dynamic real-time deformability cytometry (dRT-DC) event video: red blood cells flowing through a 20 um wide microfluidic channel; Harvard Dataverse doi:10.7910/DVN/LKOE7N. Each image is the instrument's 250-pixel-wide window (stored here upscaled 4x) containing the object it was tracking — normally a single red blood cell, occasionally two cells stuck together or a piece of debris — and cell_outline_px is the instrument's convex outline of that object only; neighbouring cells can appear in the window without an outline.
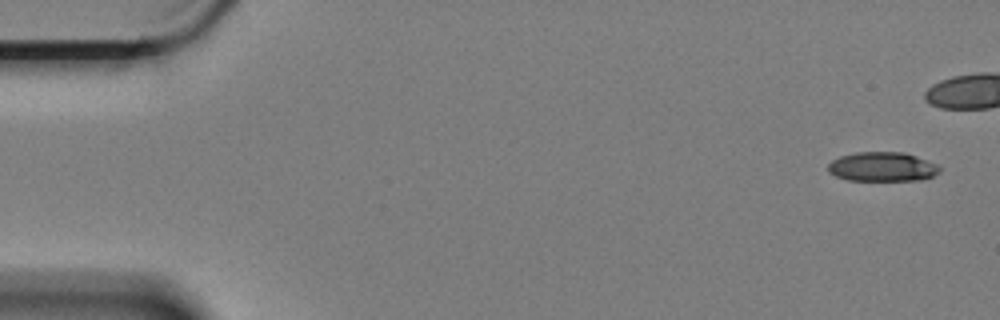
{"species": "Egyptian fruit bat (a non-hibernating species)", "species_latin": "Rousettus aegyptiacus", "temperature_condition": "cold", "stored_images_in_passage": 6, "camera_frame_rate_fps": 3000, "um_per_image_px": 0.085, "animal": {"sex": "female"}, "frame": {"image": 1, "passage_image": 1, "time_ms": 0.0, "image_size_px": [1000, 320], "cell_outline_px": [[940, 172], [932, 176], [920, 180], [848, 180], [836, 176], [828, 172], [828, 164], [832, 160], [840, 156], [856, 152], [904, 152], [916, 156], [936, 164], [940, 168]], "centroid_in_image_um": [74.98, 14.17], "position_along_channel_um": 10.0, "area_um2": 19.02}}
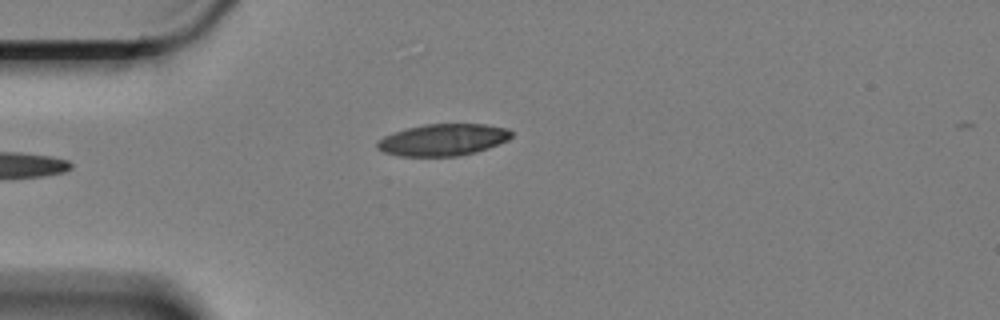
{"frame": {"image": 2, "passage_image": 6, "time_ms": 1.667, "image_size_px": [1000, 320], "cell_outline_px": [[512, 136], [508, 140], [488, 148], [476, 152], [460, 156], [400, 156], [384, 152], [376, 148], [376, 144], [384, 136], [408, 128], [424, 124], [484, 124], [508, 128], [512, 132]], "centroid_in_image_um": [37.68, 11.88], "position_along_channel_um": 47.3, "area_um2": 24.8}}